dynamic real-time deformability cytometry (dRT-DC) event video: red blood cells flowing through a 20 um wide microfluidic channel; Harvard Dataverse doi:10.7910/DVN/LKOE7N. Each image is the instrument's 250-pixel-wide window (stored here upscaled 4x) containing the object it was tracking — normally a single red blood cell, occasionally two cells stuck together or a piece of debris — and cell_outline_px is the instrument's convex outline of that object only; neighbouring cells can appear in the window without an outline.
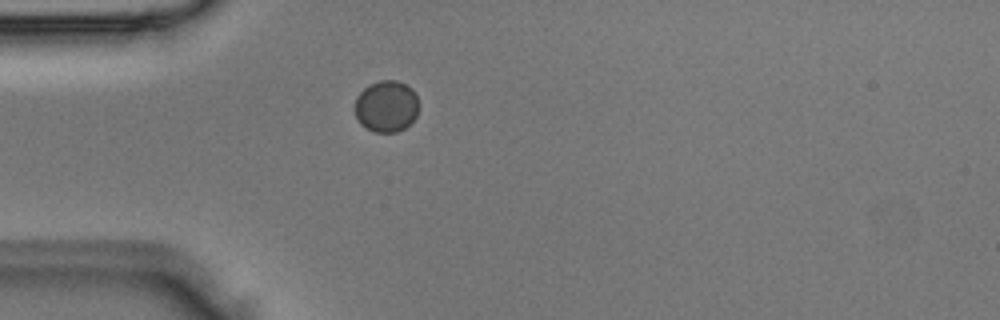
{"species": "Egyptian fruit bat (a non-hibernating species)", "species_latin": "Rousettus aegyptiacus", "temperature_condition": "room temperature", "stored_images_in_passage": 1, "camera_frame_rate_fps": 3000, "um_per_image_px": 0.085, "animal": {"sex": "male"}, "frame": {"image": 1, "passage_image": 1, "time_ms": 0.0, "image_size_px": [1000, 320], "cell_outline_px": [[416, 116], [404, 128], [396, 132], [376, 132], [360, 124], [356, 116], [356, 96], [368, 84], [380, 80], [396, 80], [412, 88], [416, 96]], "centroid_in_image_um": [32.81, 9.02], "position_along_channel_um": 52.2, "area_um2": 18.9}}